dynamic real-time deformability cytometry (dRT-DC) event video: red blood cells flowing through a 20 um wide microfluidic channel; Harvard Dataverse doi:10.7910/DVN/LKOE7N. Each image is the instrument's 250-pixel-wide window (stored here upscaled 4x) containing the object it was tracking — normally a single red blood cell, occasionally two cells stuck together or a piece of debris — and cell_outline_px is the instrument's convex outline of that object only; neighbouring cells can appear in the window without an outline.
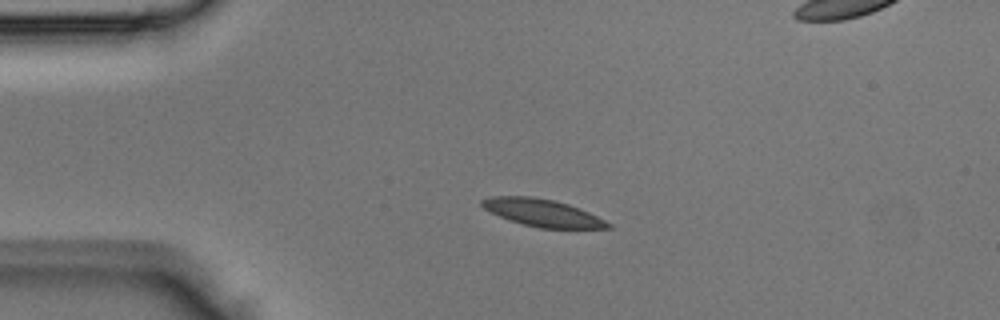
{"species": "Egyptian fruit bat (a non-hibernating species)", "species_latin": "Rousettus aegyptiacus", "temperature_condition": "room temperature", "stored_images_in_passage": 3, "camera_frame_rate_fps": 3000, "um_per_image_px": 0.085, "animal": {"sex": "male"}, "frame": {"image": 1, "passage_image": 2, "time_ms": 0.333, "image_size_px": [1000, 320], "cell_outline_px": [[612, 228], [540, 228], [524, 224], [500, 216], [484, 208], [480, 204], [480, 200], [492, 196], [532, 196], [556, 200], [580, 208], [612, 224]], "centroid_in_image_um": [46.12, 18.07], "position_along_channel_um": 38.9, "area_um2": 19.88}}